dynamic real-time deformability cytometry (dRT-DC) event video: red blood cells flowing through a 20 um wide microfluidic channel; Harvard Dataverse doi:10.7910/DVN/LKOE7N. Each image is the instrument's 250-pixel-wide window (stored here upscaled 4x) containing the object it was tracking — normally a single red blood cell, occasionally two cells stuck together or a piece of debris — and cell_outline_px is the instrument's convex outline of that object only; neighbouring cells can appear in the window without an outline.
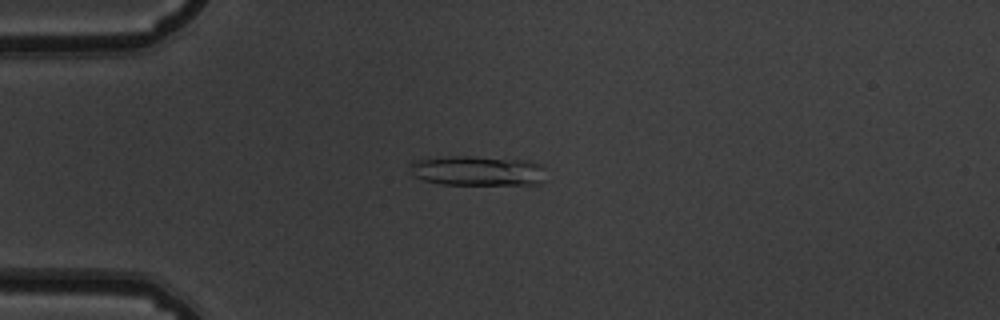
{"species": "common noctule bat (a hibernating species)", "species_latin": "Nyctalus noctula", "temperature_condition": "warm", "stored_images_in_passage": 52, "camera_frame_rate_fps": 3000, "um_per_image_px": 0.085, "animal": {"sex": "male", "body_mass_g": 19.5, "forearm_length_mm": 54.6}, "frame": {"image": 1, "passage_image": 13, "time_ms": 4.0, "image_size_px": [1000, 320], "cell_outline_px": [[544, 180], [540, 184], [440, 184], [424, 180], [416, 176], [412, 172], [412, 160], [452, 156], [468, 156], [528, 160], [544, 164]], "centroid_in_image_um": [40.67, 14.51], "position_along_channel_um": 44.3, "area_um2": 23.64}}
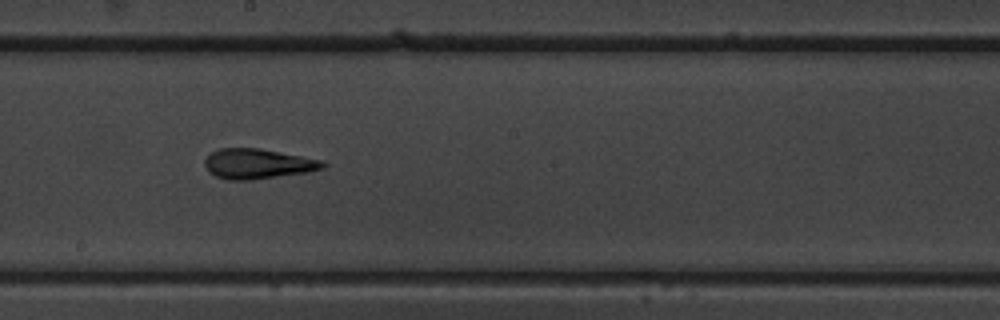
{"frame": {"image": 2, "passage_image": 29, "time_ms": 9.333, "image_size_px": [1000, 320], "cell_outline_px": [[328, 164], [324, 168], [304, 172], [252, 180], [228, 180], [216, 176], [208, 172], [204, 164], [204, 160], [212, 152], [220, 148], [260, 148], [320, 160]], "centroid_in_image_um": [21.86, 13.92], "position_along_channel_um": 226.3, "area_um2": 20.46}}
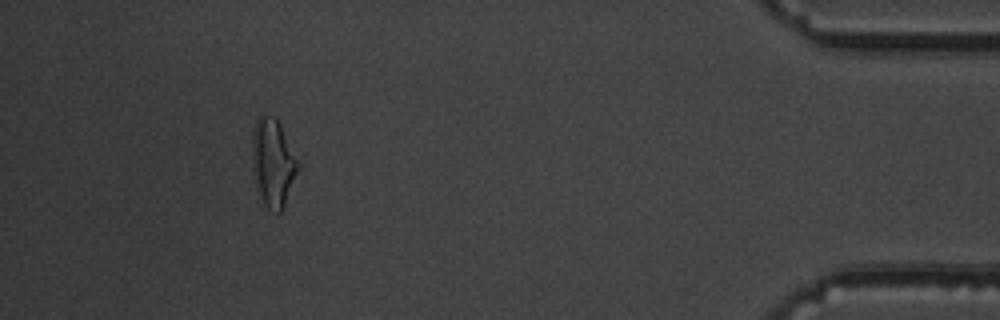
{"frame": {"image": 3, "passage_image": 48, "time_ms": 15.667, "image_size_px": [1000, 320], "cell_outline_px": [[300, 168], [284, 204], [280, 212], [276, 212], [268, 208], [264, 204], [252, 172], [252, 132], [256, 120], [260, 116], [276, 116], [300, 164]], "centroid_in_image_um": [23.2, 13.79], "position_along_channel_um": 412.0, "area_um2": 23.29}, "authors_computed_cell_mechanics": {"area_um2": 20.6346, "velocity_mm_per_s": 3.8226, "shape_relaxation_time_tau1_ms": null, "shape_relaxation_time_tau2_ms": 2.4659, "deformation_change_tau1": null, "deformation_change_tau2": 0.1085}}